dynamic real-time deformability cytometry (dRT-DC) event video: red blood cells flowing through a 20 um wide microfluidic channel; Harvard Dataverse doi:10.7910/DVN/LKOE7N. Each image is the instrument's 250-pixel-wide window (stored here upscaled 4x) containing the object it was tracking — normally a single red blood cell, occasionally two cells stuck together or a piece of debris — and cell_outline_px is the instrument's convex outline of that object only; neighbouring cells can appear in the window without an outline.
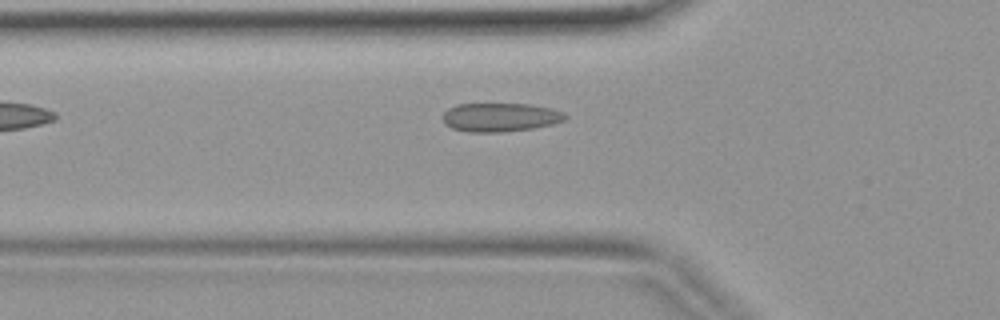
{"species": "common noctule bat (a hibernating species)", "species_latin": "Nyctalus noctula", "temperature_condition": "warm", "stored_images_in_passage": 3, "camera_frame_rate_fps": 3000, "um_per_image_px": 0.085, "animal": {"sex": "female", "body_mass_g": 19.9}, "frame": {"image": 1, "passage_image": 3, "time_ms": 0.667, "image_size_px": [1000, 320], "cell_outline_px": [[568, 116], [564, 120], [552, 124], [532, 128], [504, 132], [468, 132], [452, 128], [444, 124], [440, 116], [448, 108], [456, 104], [528, 104], [552, 108], [564, 112]], "centroid_in_image_um": [42.48, 9.96], "position_along_channel_um": 83.3, "area_um2": 20.69}}